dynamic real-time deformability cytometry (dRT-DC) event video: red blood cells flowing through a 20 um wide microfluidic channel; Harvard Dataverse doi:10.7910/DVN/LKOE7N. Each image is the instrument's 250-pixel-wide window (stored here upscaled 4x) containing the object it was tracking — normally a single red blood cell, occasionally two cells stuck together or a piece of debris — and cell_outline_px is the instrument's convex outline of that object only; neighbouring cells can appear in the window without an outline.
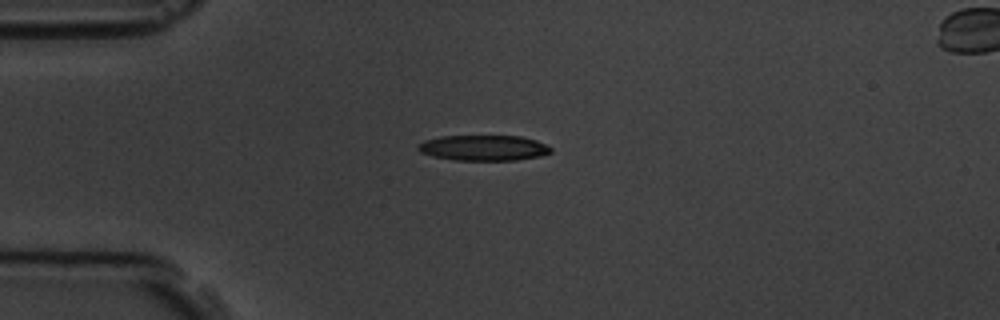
{"species": "common noctule bat (a hibernating species)", "species_latin": "Nyctalus noctula", "temperature_condition": "room temperature", "stored_images_in_passage": 11, "camera_frame_rate_fps": 3000, "um_per_image_px": 0.085, "animal": {"sex": "male", "body_mass_g": 19.5, "forearm_length_mm": 54.6}, "frame": {"image": 1, "passage_image": 2, "time_ms": 2.0, "image_size_px": [1000, 320], "cell_outline_px": [[552, 152], [540, 156], [516, 160], [452, 160], [432, 156], [420, 152], [416, 148], [416, 144], [424, 140], [440, 136], [520, 136], [536, 140], [552, 148]], "centroid_in_image_um": [41.06, 12.57], "position_along_channel_um": 43.9, "area_um2": 19.88}}
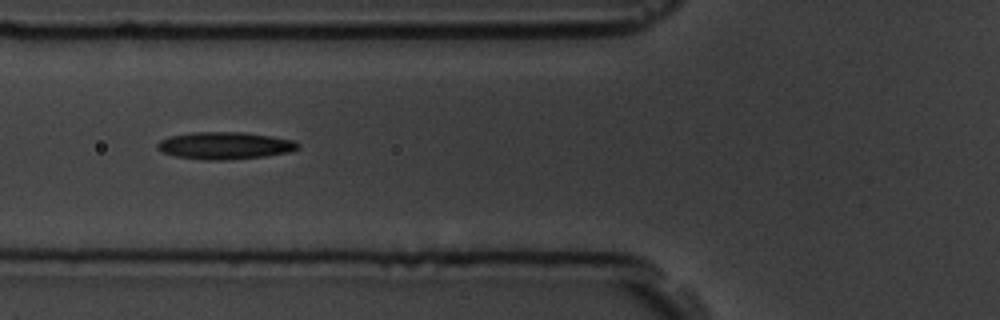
{"frame": {"image": 2, "passage_image": 4, "time_ms": 4.333, "image_size_px": [1000, 320], "cell_outline_px": [[300, 148], [288, 152], [264, 156], [228, 160], [204, 160], [176, 156], [164, 152], [156, 148], [156, 144], [160, 140], [168, 136], [192, 132], [244, 132], [292, 140], [300, 144]], "centroid_in_image_um": [19.08, 12.37], "position_along_channel_um": 106.7, "area_um2": 22.25}}
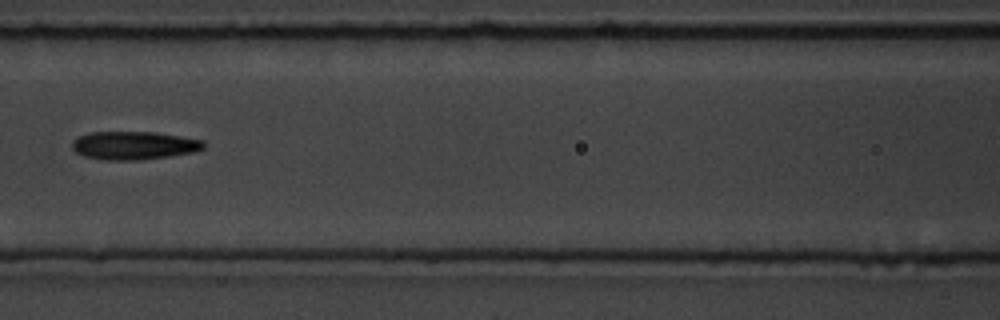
{"frame": {"image": 3, "passage_image": 5, "time_ms": 5.667, "image_size_px": [1000, 320], "cell_outline_px": [[204, 148], [196, 152], [168, 156], [136, 160], [104, 160], [84, 156], [76, 152], [72, 148], [72, 140], [88, 132], [156, 132], [204, 140]], "centroid_in_image_um": [11.38, 12.36], "position_along_channel_um": 155.2, "area_um2": 21.68}, "authors_computed_cell_mechanics": {"area_um2": 21.2704, "velocity_mm_per_s": 3.6294, "shape_relaxation_time_tau1_ms": 4.26, "shape_relaxation_time_tau2_ms": 3.5262, "deformation_change_tau1": 0.1229, "deformation_change_tau2": 0.1348}}